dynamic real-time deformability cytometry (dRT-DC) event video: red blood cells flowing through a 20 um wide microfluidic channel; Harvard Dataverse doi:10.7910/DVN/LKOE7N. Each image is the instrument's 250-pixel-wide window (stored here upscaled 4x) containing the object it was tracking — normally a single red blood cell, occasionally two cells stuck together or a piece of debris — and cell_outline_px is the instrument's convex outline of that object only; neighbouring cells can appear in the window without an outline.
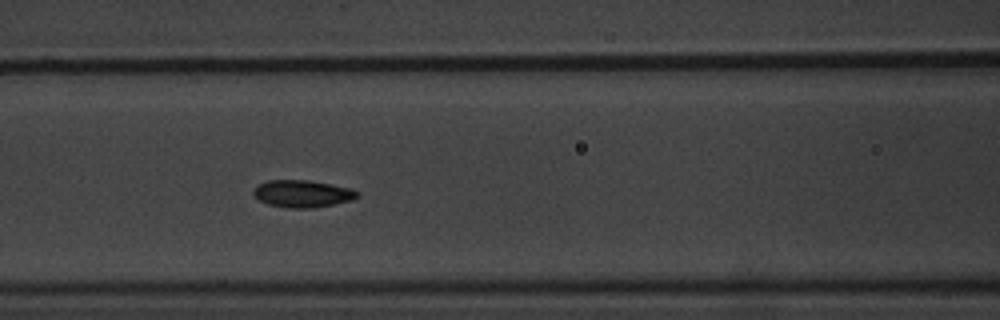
{"species": "common noctule bat (a hibernating species)", "species_latin": "Nyctalus noctula", "temperature_condition": "warm", "stored_images_in_passage": 8, "segment_of_instrument_passage": [1, 2], "camera_frame_rate_fps": 3000, "um_per_image_px": 0.085, "animal": {"sex": "male", "body_mass_g": 20.1, "forearm_length_mm": 53.5}, "frame": {"image": 1, "passage_image": 7, "time_ms": 7.0, "image_size_px": [1000, 320], "cell_outline_px": [[360, 196], [352, 200], [336, 204], [316, 208], [288, 208], [268, 204], [260, 200], [252, 192], [260, 184], [268, 180], [308, 180], [352, 188], [360, 192]], "centroid_in_image_um": [25.78, 16.47], "position_along_channel_um": 140.8, "area_um2": 16.53}}